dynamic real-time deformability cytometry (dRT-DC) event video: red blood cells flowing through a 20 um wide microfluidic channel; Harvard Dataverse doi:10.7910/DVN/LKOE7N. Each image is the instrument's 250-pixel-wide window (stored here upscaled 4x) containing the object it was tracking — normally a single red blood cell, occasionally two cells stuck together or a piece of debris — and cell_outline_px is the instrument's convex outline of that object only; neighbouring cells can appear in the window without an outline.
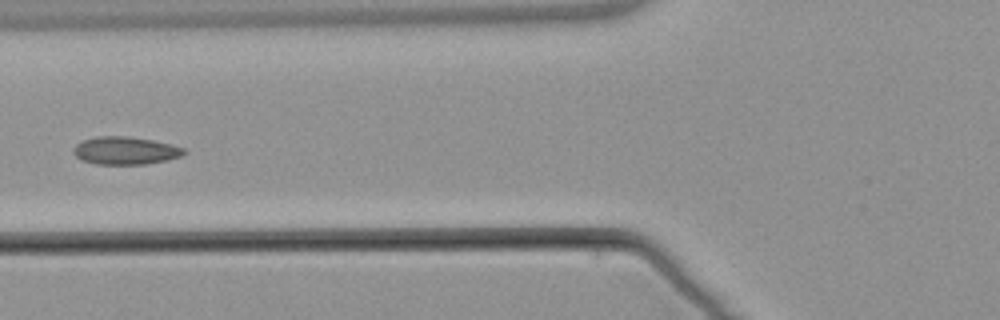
{"species": "common noctule bat (a hibernating species)", "species_latin": "Nyctalus noctula", "temperature_condition": "warm", "stored_images_in_passage": 6, "camera_frame_rate_fps": 3000, "um_per_image_px": 0.085, "animal": {"sex": "male", "body_mass_g": 21.5, "forearm_length_mm": 52.0}, "frame": {"image": 1, "passage_image": 5, "time_ms": 5.667, "image_size_px": [1000, 320], "cell_outline_px": [[188, 152], [180, 156], [168, 160], [144, 164], [96, 164], [80, 160], [72, 152], [72, 148], [80, 140], [96, 136], [128, 136], [152, 140], [172, 144], [184, 148]], "centroid_in_image_um": [10.62, 12.79], "position_along_channel_um": 115.2, "area_um2": 18.15}}